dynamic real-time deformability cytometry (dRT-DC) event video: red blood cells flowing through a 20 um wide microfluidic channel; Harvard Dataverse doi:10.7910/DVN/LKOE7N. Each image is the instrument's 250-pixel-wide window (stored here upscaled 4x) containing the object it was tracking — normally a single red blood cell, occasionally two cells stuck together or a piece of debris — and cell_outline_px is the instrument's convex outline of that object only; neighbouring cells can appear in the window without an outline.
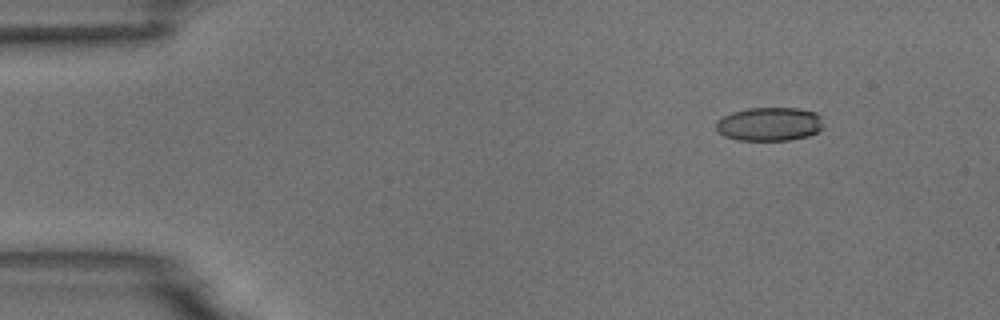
{"species": "common noctule bat (a hibernating species)", "species_latin": "Nyctalus noctula", "temperature_condition": "room temperature", "stored_images_in_passage": 5, "camera_frame_rate_fps": 3000, "um_per_image_px": 0.085, "animal": {"sex": "male", "body_mass_g": 18.8}, "frame": {"image": 1, "passage_image": 2, "time_ms": 1.333, "image_size_px": [1000, 320], "cell_outline_px": [[820, 128], [816, 132], [808, 136], [788, 140], [736, 140], [724, 136], [716, 132], [716, 120], [732, 112], [748, 108], [800, 108], [816, 112], [820, 116]], "centroid_in_image_um": [65.34, 10.54], "position_along_channel_um": 19.7, "area_um2": 21.04}}